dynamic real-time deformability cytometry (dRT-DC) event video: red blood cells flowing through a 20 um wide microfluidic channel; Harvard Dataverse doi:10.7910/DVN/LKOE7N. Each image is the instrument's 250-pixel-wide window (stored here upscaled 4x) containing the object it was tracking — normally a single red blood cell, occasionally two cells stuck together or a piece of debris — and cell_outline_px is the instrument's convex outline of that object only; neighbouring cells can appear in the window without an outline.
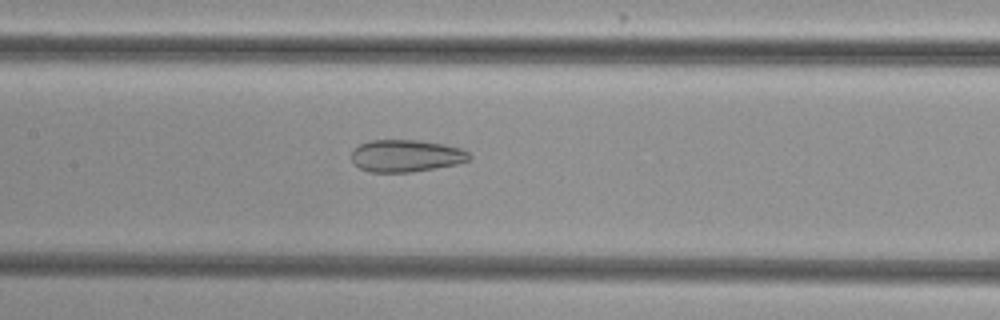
{"species": "common noctule bat (a hibernating species)", "species_latin": "Nyctalus noctula", "temperature_condition": "cold", "stored_images_in_passage": 41, "camera_frame_rate_fps": 3000, "um_per_image_px": 0.085, "animal": {"sex": "female", "body_mass_g": 29.2, "forearm_length_mm": 56.3}, "frame": {"image": 1, "passage_image": 14, "time_ms": 4.333, "image_size_px": [1000, 320], "cell_outline_px": [[472, 156], [468, 160], [456, 164], [436, 168], [412, 172], [368, 172], [360, 168], [352, 160], [352, 152], [360, 144], [368, 140], [420, 140], [444, 144], [460, 148], [468, 152]], "centroid_in_image_um": [34.52, 13.24], "position_along_channel_um": 172.9, "area_um2": 22.08}}
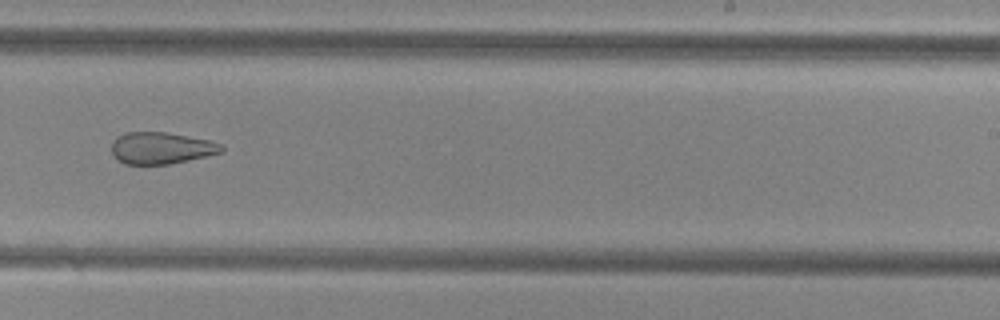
{"frame": {"image": 2, "passage_image": 22, "time_ms": 7.0, "image_size_px": [1000, 320], "cell_outline_px": [[224, 152], [188, 160], [168, 164], [124, 164], [112, 152], [112, 144], [116, 136], [124, 132], [164, 132], [208, 140], [224, 144]], "centroid_in_image_um": [13.72, 12.58], "position_along_channel_um": 275.3, "area_um2": 20.23}}
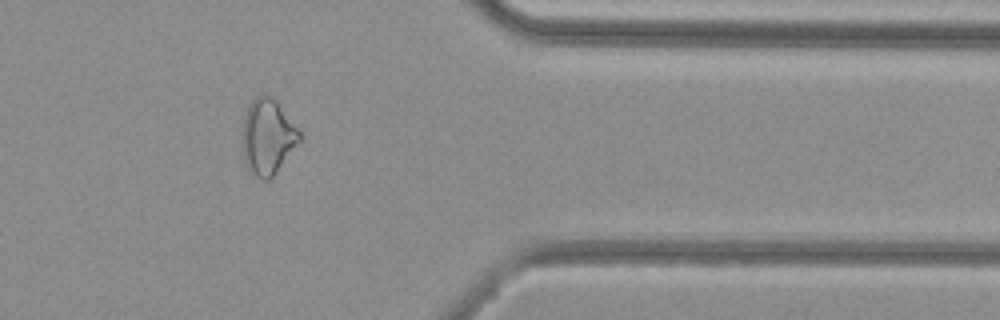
{"frame": {"image": 3, "passage_image": 32, "time_ms": 10.333, "image_size_px": [1000, 320], "cell_outline_px": [[304, 136], [276, 172], [268, 180], [264, 180], [248, 172], [244, 160], [244, 116], [252, 100], [260, 92], [268, 92], [276, 100]], "centroid_in_image_um": [22.78, 11.59], "position_along_channel_um": 388.6, "area_um2": 25.14}, "authors_computed_cell_mechanics": {"area_um2": 24.3916, "velocity_mm_per_s": 3.8511, "shape_relaxation_time_tau1_ms": null, "shape_relaxation_time_tau2_ms": 2.4705, "deformation_change_tau1": null, "deformation_change_tau2": 0.1022}}